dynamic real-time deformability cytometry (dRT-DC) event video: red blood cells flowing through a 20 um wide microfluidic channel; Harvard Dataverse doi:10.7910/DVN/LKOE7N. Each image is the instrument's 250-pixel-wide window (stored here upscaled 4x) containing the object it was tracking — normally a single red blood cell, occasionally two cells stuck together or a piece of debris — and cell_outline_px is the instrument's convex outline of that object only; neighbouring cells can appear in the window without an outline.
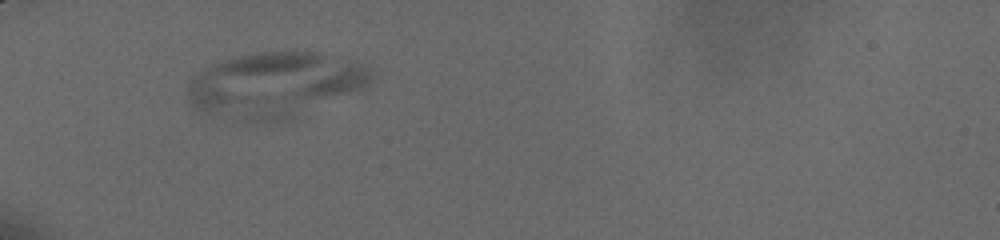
{"species": "human", "species_latin": "Homo sapiens", "temperature_condition": "cold", "stored_images_in_passage": 37, "camera_frame_rate_fps": 3000, "um_per_image_px": 0.085, "donor": {"sex": "male"}, "frame": {"image": 1, "passage_image": 7, "time_ms": 2.0, "image_size_px": [1000, 240], "cell_outline_px": [[372, 80], [364, 88], [292, 120], [248, 120], [212, 116], [192, 108], [188, 100], [188, 80], [192, 76], [204, 68], [212, 64], [236, 56], [256, 52], [320, 52], [356, 60], [364, 64], [372, 72]], "centroid_in_image_um": [23.37, 7.2], "position_along_channel_um": 61.6, "area_um2": 70.34}}